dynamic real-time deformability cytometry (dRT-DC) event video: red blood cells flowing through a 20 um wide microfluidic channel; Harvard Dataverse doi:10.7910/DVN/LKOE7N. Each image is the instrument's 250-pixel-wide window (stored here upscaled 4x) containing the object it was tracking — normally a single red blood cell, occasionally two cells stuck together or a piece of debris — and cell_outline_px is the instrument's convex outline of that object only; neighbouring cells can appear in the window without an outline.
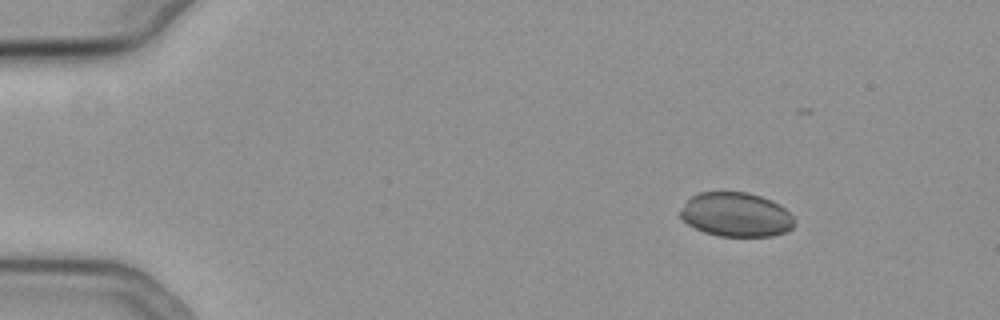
{"species": "common noctule bat (a hibernating species)", "species_latin": "Nyctalus noctula", "temperature_condition": "cold", "stored_images_in_passage": 18, "camera_frame_rate_fps": 3000, "um_per_image_px": 0.085, "animal": {"sex": "female", "body_mass_g": 19.3, "forearm_length_mm": 54.1}, "frame": {"image": 1, "passage_image": 1, "time_ms": 0.0, "image_size_px": [1000, 320], "cell_outline_px": [[796, 224], [788, 232], [772, 236], [720, 236], [704, 232], [688, 224], [680, 216], [680, 212], [688, 200], [692, 196], [700, 192], [748, 192], [772, 200], [780, 204], [792, 216]], "centroid_in_image_um": [62.61, 18.25], "position_along_channel_um": 22.4, "area_um2": 29.36}}
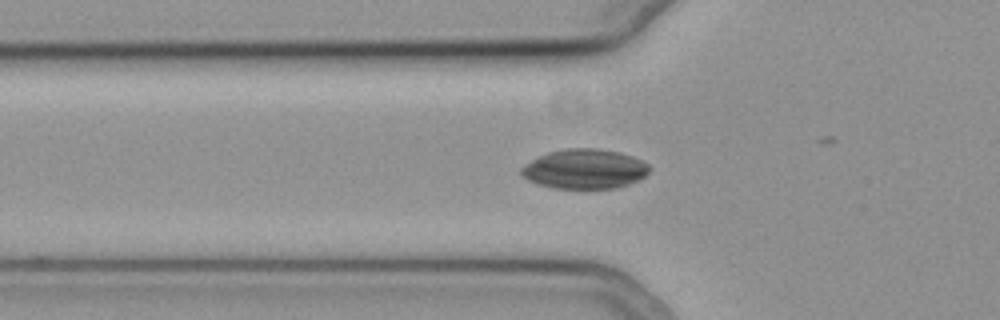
{"frame": {"image": 2, "passage_image": 13, "time_ms": 4.0, "image_size_px": [1000, 320], "cell_outline_px": [[648, 172], [644, 176], [628, 184], [616, 188], [552, 188], [536, 184], [528, 180], [520, 172], [520, 168], [532, 160], [548, 152], [568, 148], [596, 148], [620, 152], [632, 156], [648, 164]], "centroid_in_image_um": [49.67, 14.36], "position_along_channel_um": 76.1, "area_um2": 29.36}}
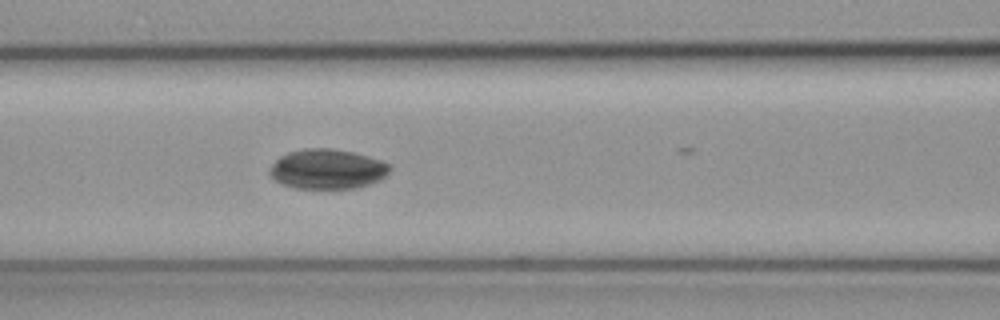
{"frame": {"image": 3, "passage_image": 18, "time_ms": 5.667, "image_size_px": [1000, 320], "cell_outline_px": [[392, 168], [388, 176], [380, 180], [356, 188], [292, 188], [280, 184], [268, 176], [268, 168], [280, 156], [288, 152], [304, 148], [332, 148], [352, 152], [368, 156], [380, 160], [388, 164]], "centroid_in_image_um": [27.79, 14.37], "position_along_channel_um": 138.8, "area_um2": 28.26}}